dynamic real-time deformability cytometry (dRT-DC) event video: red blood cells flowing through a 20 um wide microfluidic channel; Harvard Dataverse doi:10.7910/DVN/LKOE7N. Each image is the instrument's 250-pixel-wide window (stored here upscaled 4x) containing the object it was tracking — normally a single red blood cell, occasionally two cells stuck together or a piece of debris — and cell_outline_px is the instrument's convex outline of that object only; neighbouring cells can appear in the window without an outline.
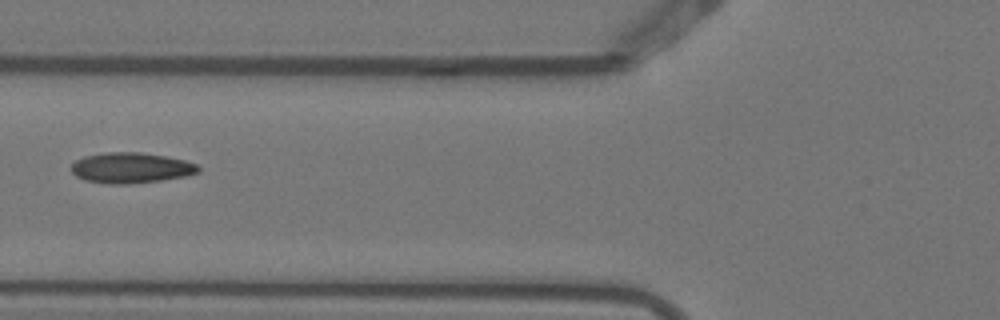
{"species": "Egyptian fruit bat (a non-hibernating species)", "species_latin": "Rousettus aegyptiacus", "temperature_condition": "warm", "stored_images_in_passage": 6, "camera_frame_rate_fps": 3000, "um_per_image_px": 0.085, "animal": {"sex": "female"}, "frame": {"image": 1, "passage_image": 5, "time_ms": 1.333, "image_size_px": [1000, 320], "cell_outline_px": [[200, 172], [184, 176], [160, 180], [128, 184], [112, 184], [84, 180], [76, 176], [72, 172], [72, 164], [76, 160], [84, 156], [104, 152], [140, 152], [164, 156], [184, 160], [196, 164], [200, 168]], "centroid_in_image_um": [11.11, 14.26], "position_along_channel_um": 114.7, "area_um2": 22.48}}
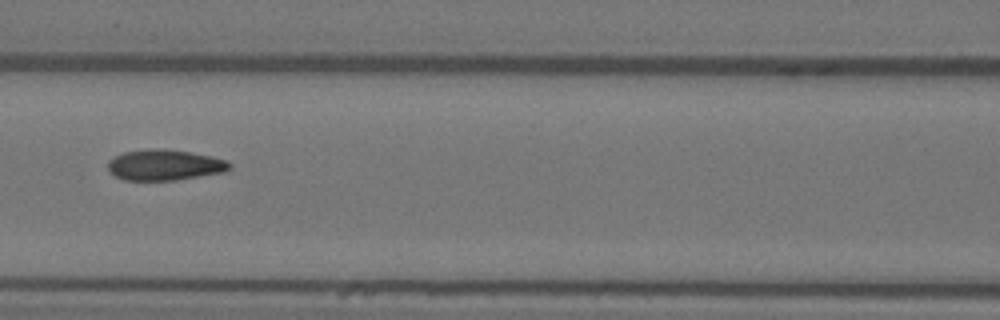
{"frame": {"image": 2, "passage_image": 6, "time_ms": 1.667, "image_size_px": [1000, 320], "cell_outline_px": [[232, 168], [224, 172], [172, 180], [124, 180], [116, 176], [108, 168], [108, 160], [112, 156], [124, 152], [148, 148], [156, 148], [192, 152], [212, 156], [228, 160], [232, 164]], "centroid_in_image_um": [14.01, 14.0], "position_along_channel_um": 152.6, "area_um2": 21.91}}